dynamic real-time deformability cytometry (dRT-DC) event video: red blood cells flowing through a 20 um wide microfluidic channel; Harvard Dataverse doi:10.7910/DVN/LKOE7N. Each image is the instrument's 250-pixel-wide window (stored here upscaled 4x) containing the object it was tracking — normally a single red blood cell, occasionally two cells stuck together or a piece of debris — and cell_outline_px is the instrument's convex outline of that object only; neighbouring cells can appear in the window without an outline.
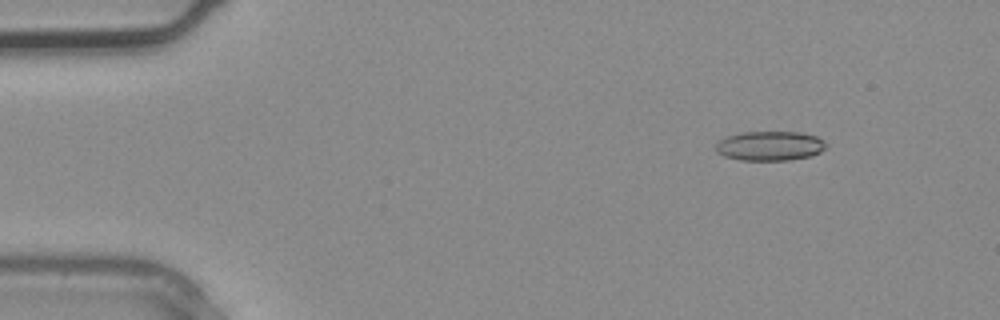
{"species": "common noctule bat (a hibernating species)", "species_latin": "Nyctalus noctula", "temperature_condition": "warm", "stored_images_in_passage": 3, "camera_frame_rate_fps": 3000, "um_per_image_px": 0.085, "animal": {"sex": "male", "body_mass_g": 20.4}, "frame": {"image": 1, "passage_image": 1, "time_ms": 0.0, "image_size_px": [1000, 320], "cell_outline_px": [[828, 148], [812, 156], [788, 160], [740, 160], [724, 156], [716, 152], [716, 144], [720, 140], [728, 136], [740, 132], [800, 132], [816, 136], [824, 140], [828, 144]], "centroid_in_image_um": [65.48, 12.4], "position_along_channel_um": 19.5, "area_um2": 19.13}}
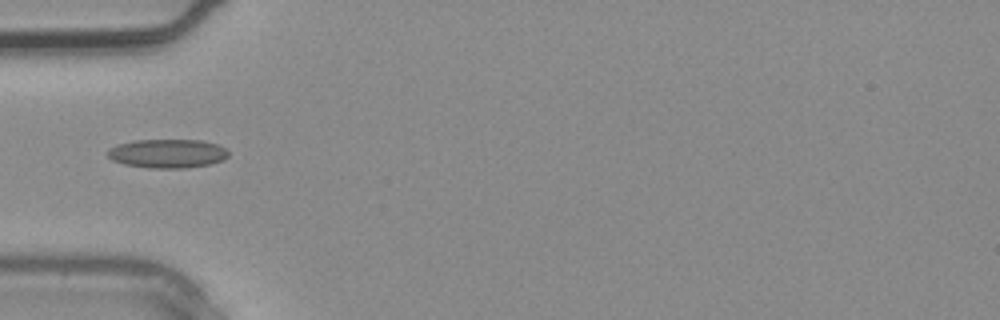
{"frame": {"image": 2, "passage_image": 3, "time_ms": 0.667, "image_size_px": [1000, 320], "cell_outline_px": [[228, 156], [224, 160], [208, 164], [184, 168], [148, 168], [124, 164], [112, 160], [108, 156], [108, 148], [116, 144], [136, 140], [200, 140], [216, 144], [224, 148], [228, 152]], "centroid_in_image_um": [14.2, 13.05], "position_along_channel_um": 70.8, "area_um2": 20.29}}